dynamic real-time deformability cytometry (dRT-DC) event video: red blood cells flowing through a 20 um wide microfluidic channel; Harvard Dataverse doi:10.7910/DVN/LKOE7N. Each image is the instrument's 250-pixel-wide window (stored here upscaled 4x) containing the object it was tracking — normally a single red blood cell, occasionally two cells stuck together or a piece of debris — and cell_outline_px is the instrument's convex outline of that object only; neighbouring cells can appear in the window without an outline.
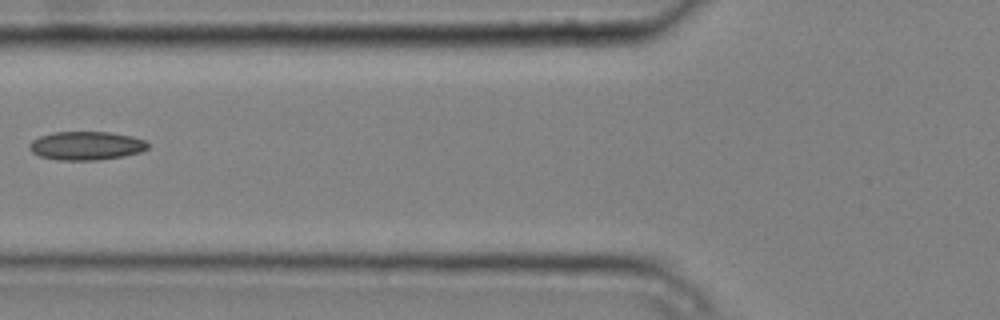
{"species": "common noctule bat (a hibernating species)", "species_latin": "Nyctalus noctula", "temperature_condition": "cold", "stored_images_in_passage": 6, "camera_frame_rate_fps": 3000, "um_per_image_px": 0.085, "animal": {"sex": "male", "body_mass_g": 20.4}, "frame": {"image": 1, "passage_image": 5, "time_ms": 1.333, "image_size_px": [1000, 320], "cell_outline_px": [[148, 148], [140, 152], [124, 156], [96, 160], [56, 160], [40, 156], [32, 152], [28, 148], [28, 144], [32, 140], [40, 136], [52, 132], [108, 132], [132, 136], [144, 140], [148, 144]], "centroid_in_image_um": [7.3, 12.38], "position_along_channel_um": 118.5, "area_um2": 19.77}}
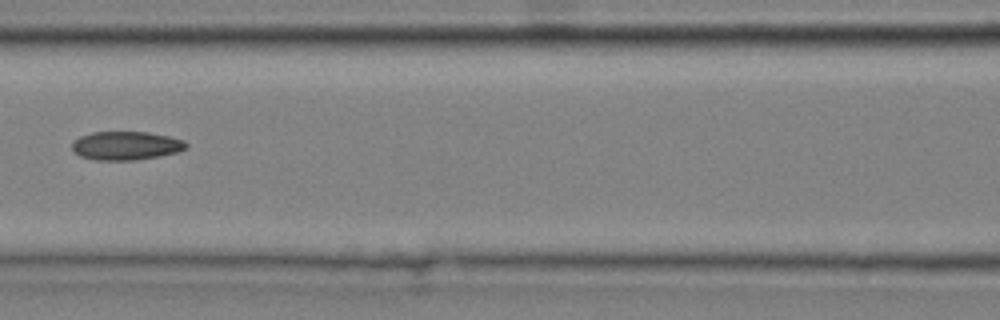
{"frame": {"image": 2, "passage_image": 6, "time_ms": 1.667, "image_size_px": [1000, 320], "cell_outline_px": [[188, 148], [176, 152], [160, 156], [136, 160], [96, 160], [80, 156], [72, 148], [72, 140], [80, 136], [92, 132], [148, 132], [168, 136], [184, 140], [188, 144]], "centroid_in_image_um": [10.71, 12.38], "position_along_channel_um": 155.9, "area_um2": 19.07}}